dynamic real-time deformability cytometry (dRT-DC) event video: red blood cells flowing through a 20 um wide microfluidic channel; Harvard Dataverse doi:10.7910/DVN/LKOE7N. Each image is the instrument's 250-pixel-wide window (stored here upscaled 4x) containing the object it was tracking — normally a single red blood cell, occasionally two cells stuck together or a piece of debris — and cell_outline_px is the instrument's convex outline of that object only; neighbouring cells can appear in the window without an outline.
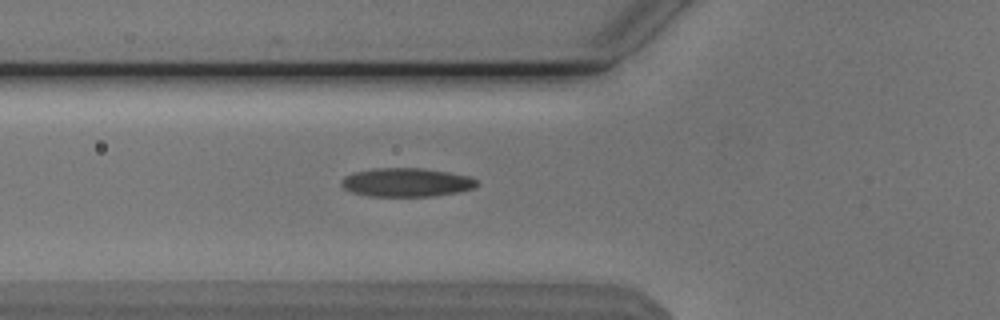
{"species": "Egyptian fruit bat (a non-hibernating species)", "species_latin": "Rousettus aegyptiacus", "temperature_condition": "cold", "stored_images_in_passage": 35, "camera_frame_rate_fps": 3000, "um_per_image_px": 0.085, "animal": {"sex": "male"}, "frame": {"image": 1, "passage_image": 4, "time_ms": 1.0, "image_size_px": [1000, 320], "cell_outline_px": [[480, 184], [476, 188], [460, 192], [432, 196], [368, 196], [352, 192], [344, 188], [340, 184], [340, 180], [344, 176], [352, 172], [372, 168], [424, 168], [448, 172], [468, 176], [480, 180]], "centroid_in_image_um": [34.57, 15.5], "position_along_channel_um": 91.2, "area_um2": 23.06}}
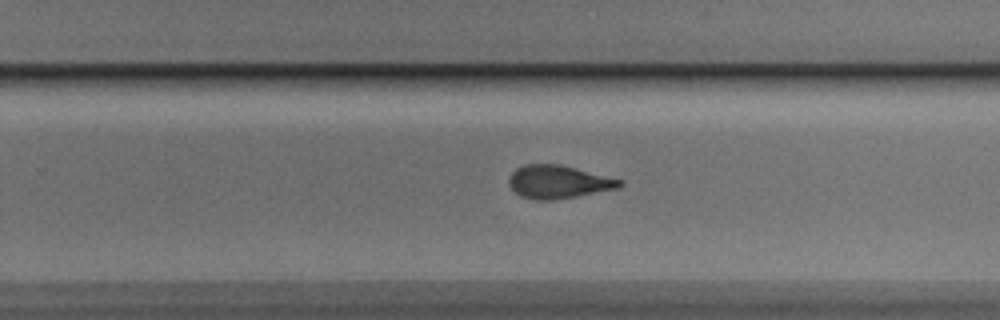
{"frame": {"image": 2, "passage_image": 19, "time_ms": 6.0, "image_size_px": [1000, 320], "cell_outline_px": [[624, 184], [620, 188], [576, 196], [552, 200], [536, 200], [520, 196], [508, 184], [508, 176], [516, 168], [524, 164], [560, 164], [624, 180]], "centroid_in_image_um": [47.46, 15.45], "position_along_channel_um": 282.3, "area_um2": 21.5}}
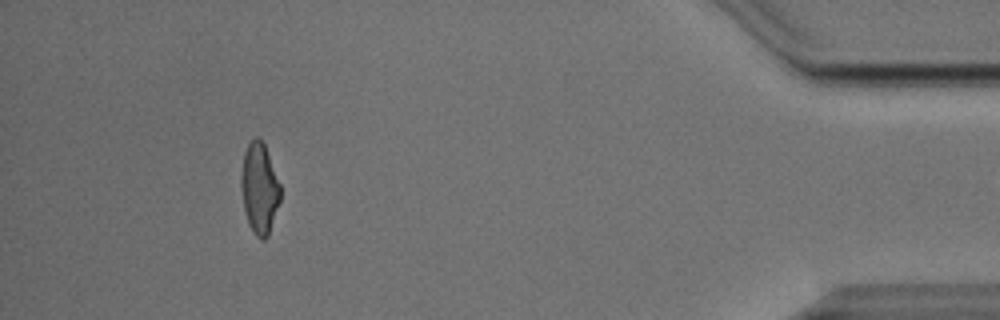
{"frame": {"image": 3, "passage_image": 34, "time_ms": 11.0, "image_size_px": [1000, 320], "cell_outline_px": [[280, 200], [268, 236], [264, 240], [260, 240], [252, 232], [248, 224], [244, 208], [240, 188], [240, 176], [244, 152], [248, 144], [256, 136], [260, 136], [264, 144], [280, 184]], "centroid_in_image_um": [22.03, 16.02], "position_along_channel_um": 413.2, "area_um2": 20.87}}